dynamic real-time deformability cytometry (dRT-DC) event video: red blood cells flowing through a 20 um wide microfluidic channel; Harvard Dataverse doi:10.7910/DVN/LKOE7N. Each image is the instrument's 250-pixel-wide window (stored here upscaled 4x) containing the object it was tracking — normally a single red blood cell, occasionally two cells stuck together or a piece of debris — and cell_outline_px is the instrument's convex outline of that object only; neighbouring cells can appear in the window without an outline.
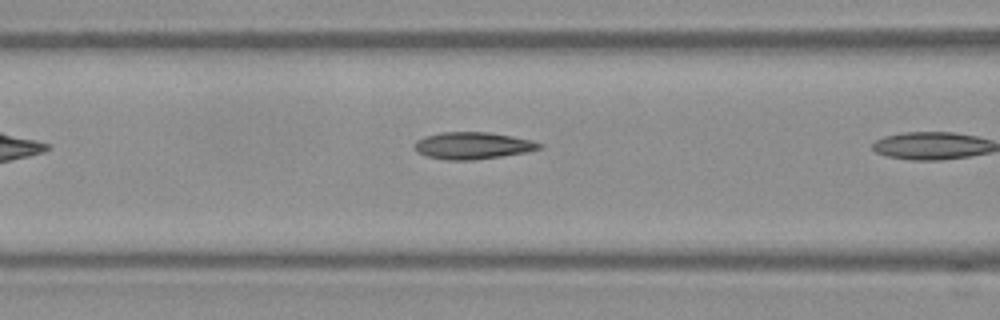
{"species": "Egyptian fruit bat (a non-hibernating species)", "species_latin": "Rousettus aegyptiacus", "temperature_condition": "warm", "stored_images_in_passage": 7, "camera_frame_rate_fps": 3000, "um_per_image_px": 0.085, "frame": {"image": 1, "passage_image": 6, "time_ms": 1.667, "image_size_px": [1000, 320], "cell_outline_px": [[544, 144], [540, 148], [528, 152], [472, 160], [444, 160], [424, 156], [416, 152], [412, 144], [416, 140], [424, 136], [440, 132], [488, 132], [512, 136], [532, 140]], "centroid_in_image_um": [40.12, 12.38], "position_along_channel_um": 126.5, "area_um2": 19.88}}